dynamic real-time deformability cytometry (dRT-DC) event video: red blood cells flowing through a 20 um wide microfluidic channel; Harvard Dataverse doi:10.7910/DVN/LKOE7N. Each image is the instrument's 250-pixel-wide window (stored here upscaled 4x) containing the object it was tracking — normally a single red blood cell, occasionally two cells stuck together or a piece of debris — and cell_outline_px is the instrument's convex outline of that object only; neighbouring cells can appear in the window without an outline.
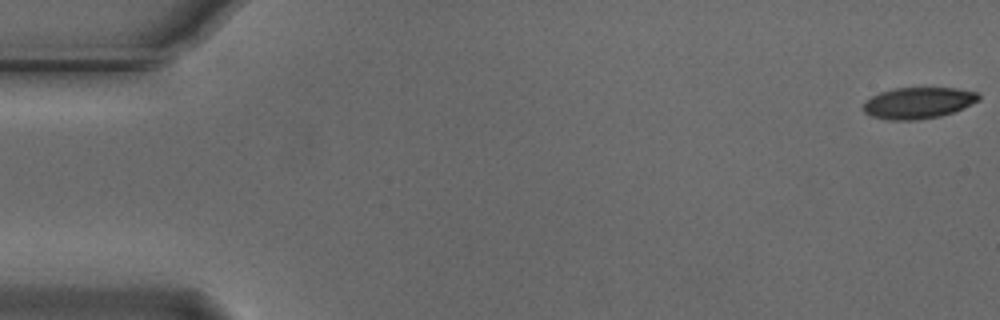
{"species": "Egyptian fruit bat (a non-hibernating species)", "species_latin": "Rousettus aegyptiacus", "temperature_condition": "cold", "stored_images_in_passage": 10, "camera_frame_rate_fps": 3000, "um_per_image_px": 0.085, "animal": {"sex": "male"}, "frame": {"image": 1, "passage_image": 1, "time_ms": 0.0, "image_size_px": [1000, 320], "cell_outline_px": [[980, 100], [952, 112], [940, 116], [916, 120], [892, 120], [872, 116], [864, 112], [864, 100], [880, 92], [892, 88], [956, 88], [976, 92], [980, 96]], "centroid_in_image_um": [78.03, 8.74], "position_along_channel_um": 7.0, "area_um2": 20.92}}